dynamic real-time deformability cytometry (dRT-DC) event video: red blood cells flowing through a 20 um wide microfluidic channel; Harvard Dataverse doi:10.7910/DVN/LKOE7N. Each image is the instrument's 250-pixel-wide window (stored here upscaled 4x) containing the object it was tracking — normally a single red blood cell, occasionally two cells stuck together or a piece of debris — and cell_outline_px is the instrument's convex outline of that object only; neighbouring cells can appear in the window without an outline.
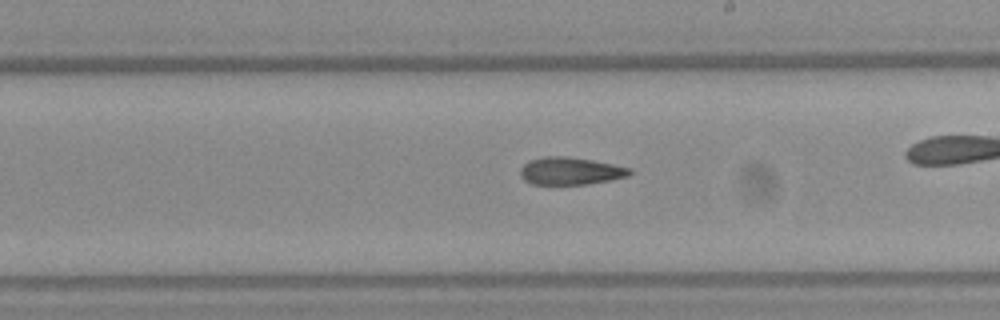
{"species": "Egyptian fruit bat (a non-hibernating species)", "species_latin": "Rousettus aegyptiacus", "temperature_condition": "warm", "stored_images_in_passage": 23, "camera_frame_rate_fps": 3000, "um_per_image_px": 0.085, "frame": {"image": 1, "passage_image": 10, "time_ms": 3.0, "image_size_px": [1000, 320], "cell_outline_px": [[632, 172], [628, 176], [588, 184], [532, 184], [524, 180], [520, 176], [520, 168], [528, 160], [544, 156], [564, 156], [592, 160], [632, 168]], "centroid_in_image_um": [48.45, 14.53], "position_along_channel_um": 240.5, "area_um2": 17.51}}